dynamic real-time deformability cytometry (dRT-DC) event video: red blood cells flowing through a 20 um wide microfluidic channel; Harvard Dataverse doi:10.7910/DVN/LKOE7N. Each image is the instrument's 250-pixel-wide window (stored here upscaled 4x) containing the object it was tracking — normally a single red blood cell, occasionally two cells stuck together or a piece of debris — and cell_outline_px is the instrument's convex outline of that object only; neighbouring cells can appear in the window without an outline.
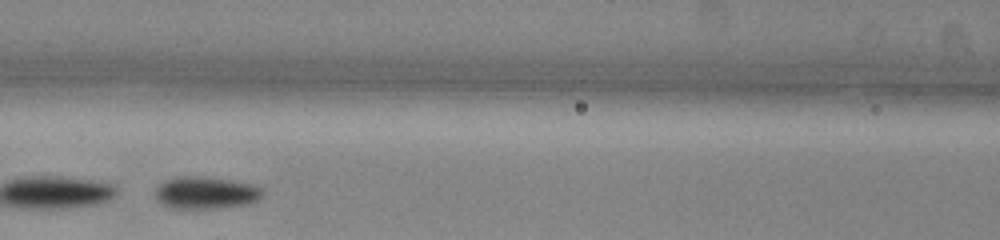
{"species": "common noctule bat (a hibernating species)", "species_latin": "Nyctalus noctula", "temperature_condition": "warm", "stored_images_in_passage": 15, "camera_frame_rate_fps": 3000, "um_per_image_px": 0.085, "animal": {"sex": "male", "body_mass_g": 13.0, "forearm_length_mm": 53.1}, "frame": {"image": 1, "passage_image": 9, "time_ms": 2.667, "image_size_px": [1000, 240], "cell_outline_px": [[264, 196], [248, 204], [212, 208], [172, 208], [160, 204], [156, 200], [156, 188], [164, 180], [176, 176], [200, 176], [228, 180], [252, 184], [260, 188], [264, 192]], "centroid_in_image_um": [17.45, 16.38], "position_along_channel_um": 149.1, "area_um2": 20.11}}